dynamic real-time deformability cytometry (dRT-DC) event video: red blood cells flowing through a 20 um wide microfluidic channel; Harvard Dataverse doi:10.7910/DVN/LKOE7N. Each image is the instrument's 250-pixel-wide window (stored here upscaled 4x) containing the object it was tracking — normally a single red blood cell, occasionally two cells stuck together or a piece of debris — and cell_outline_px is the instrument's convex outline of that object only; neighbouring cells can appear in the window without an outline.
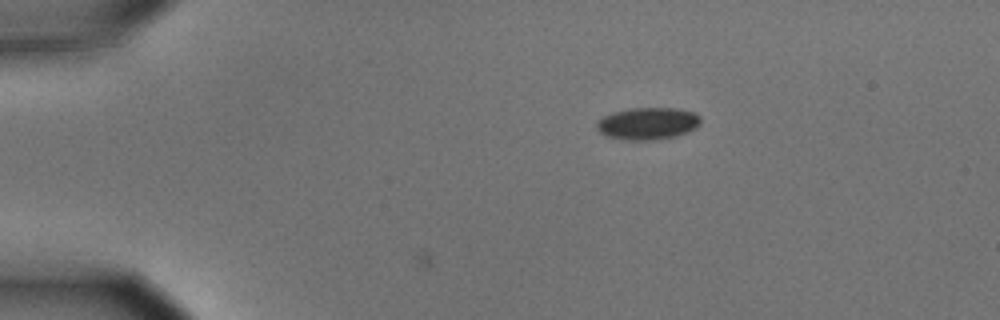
{"species": "common noctule bat (a hibernating species)", "species_latin": "Nyctalus noctula", "temperature_condition": "cold", "stored_images_in_passage": 2, "camera_frame_rate_fps": 3000, "um_per_image_px": 0.085, "animal": {"sex": "male", "body_mass_g": 15.6}, "frame": {"image": 1, "passage_image": 2, "time_ms": 0.333, "image_size_px": [1000, 320], "cell_outline_px": [[700, 124], [696, 128], [688, 132], [676, 136], [652, 140], [632, 140], [604, 136], [596, 128], [596, 124], [604, 116], [612, 112], [632, 108], [676, 108], [696, 112], [700, 116]], "centroid_in_image_um": [55.09, 10.49], "position_along_channel_um": 29.9, "area_um2": 19.54}}